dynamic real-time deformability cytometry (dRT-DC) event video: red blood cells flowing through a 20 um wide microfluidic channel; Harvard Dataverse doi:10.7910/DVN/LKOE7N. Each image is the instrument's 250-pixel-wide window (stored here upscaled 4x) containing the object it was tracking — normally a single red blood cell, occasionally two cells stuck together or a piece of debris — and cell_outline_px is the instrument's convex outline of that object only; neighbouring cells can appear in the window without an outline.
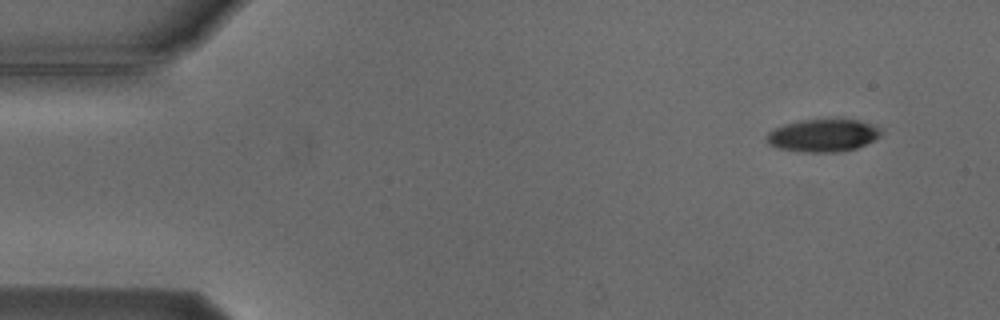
{"species": "Egyptian fruit bat (a non-hibernating species)", "species_latin": "Rousettus aegyptiacus", "temperature_condition": "cold", "stored_images_in_passage": 5, "camera_frame_rate_fps": 3000, "um_per_image_px": 0.085, "animal": {"sex": "male"}, "frame": {"image": 1, "passage_image": 1, "time_ms": 0.0, "image_size_px": [1000, 320], "cell_outline_px": [[880, 136], [856, 148], [836, 152], [804, 152], [780, 148], [768, 144], [768, 132], [784, 124], [800, 120], [836, 116], [860, 120], [872, 124], [880, 128]], "centroid_in_image_um": [69.99, 11.45], "position_along_channel_um": 15.0, "area_um2": 22.2}}
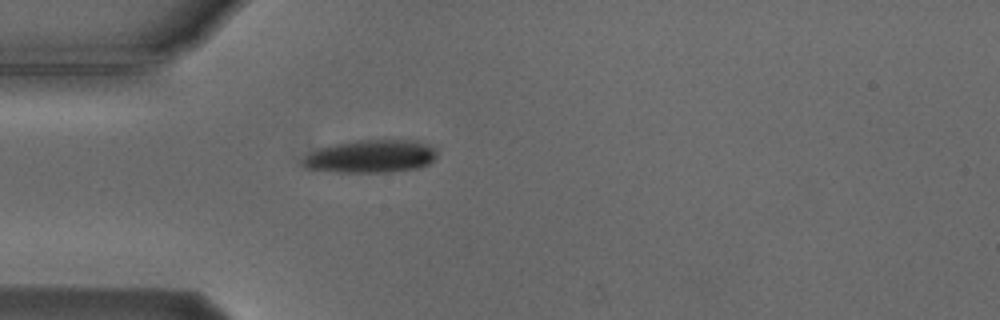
{"frame": {"image": 2, "passage_image": 4, "time_ms": 3.667, "image_size_px": [1000, 320], "cell_outline_px": [[436, 156], [428, 164], [420, 168], [384, 172], [336, 172], [308, 168], [304, 164], [304, 160], [316, 148], [356, 140], [416, 140], [428, 144], [436, 148]], "centroid_in_image_um": [31.58, 13.28], "position_along_channel_um": 53.4, "area_um2": 25.49}}